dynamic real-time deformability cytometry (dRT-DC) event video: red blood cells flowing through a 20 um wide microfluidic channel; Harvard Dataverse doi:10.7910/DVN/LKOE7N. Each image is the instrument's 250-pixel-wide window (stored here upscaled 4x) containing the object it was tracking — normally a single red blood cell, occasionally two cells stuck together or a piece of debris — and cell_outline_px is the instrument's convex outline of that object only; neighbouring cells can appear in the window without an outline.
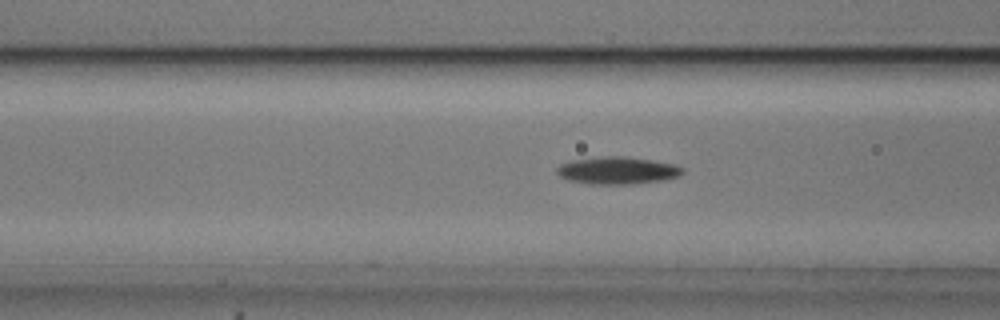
{"species": "common noctule bat (a hibernating species)", "species_latin": "Nyctalus noctula", "temperature_condition": "cold", "stored_images_in_passage": 38, "camera_frame_rate_fps": 3000, "um_per_image_px": 0.085, "animal": {"sex": "male", "body_mass_g": 20.5, "forearm_length_mm": 52.5}, "frame": {"image": 1, "passage_image": 10, "time_ms": 3.0, "image_size_px": [1000, 320], "cell_outline_px": [[684, 172], [680, 176], [664, 180], [632, 184], [588, 184], [568, 180], [560, 176], [556, 172], [556, 168], [560, 164], [572, 160], [604, 156], [624, 156], [652, 160], [676, 164], [684, 168]], "centroid_in_image_um": [52.5, 14.49], "position_along_channel_um": 114.1, "area_um2": 20.23}}
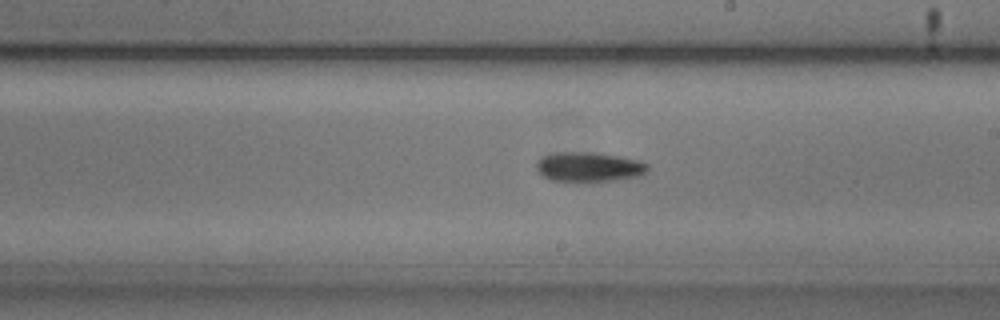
{"frame": {"image": 2, "passage_image": 20, "time_ms": 6.333, "image_size_px": [1000, 320], "cell_outline_px": [[648, 168], [640, 176], [592, 184], [564, 184], [552, 180], [544, 176], [536, 168], [536, 160], [540, 156], [556, 152], [592, 152], [620, 156], [636, 160], [648, 164]], "centroid_in_image_um": [49.99, 14.24], "position_along_channel_um": 239.0, "area_um2": 20.23}}
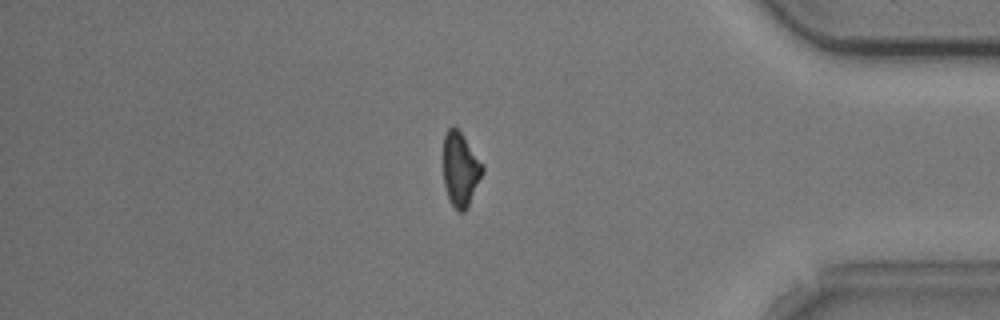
{"frame": {"image": 3, "passage_image": 35, "time_ms": 11.333, "image_size_px": [1000, 320], "cell_outline_px": [[484, 172], [468, 208], [464, 212], [456, 212], [448, 196], [444, 184], [444, 136], [448, 128], [456, 128], [460, 132], [484, 164]], "centroid_in_image_um": [39.16, 14.45], "position_along_channel_um": 396.0, "area_um2": 16.94}}